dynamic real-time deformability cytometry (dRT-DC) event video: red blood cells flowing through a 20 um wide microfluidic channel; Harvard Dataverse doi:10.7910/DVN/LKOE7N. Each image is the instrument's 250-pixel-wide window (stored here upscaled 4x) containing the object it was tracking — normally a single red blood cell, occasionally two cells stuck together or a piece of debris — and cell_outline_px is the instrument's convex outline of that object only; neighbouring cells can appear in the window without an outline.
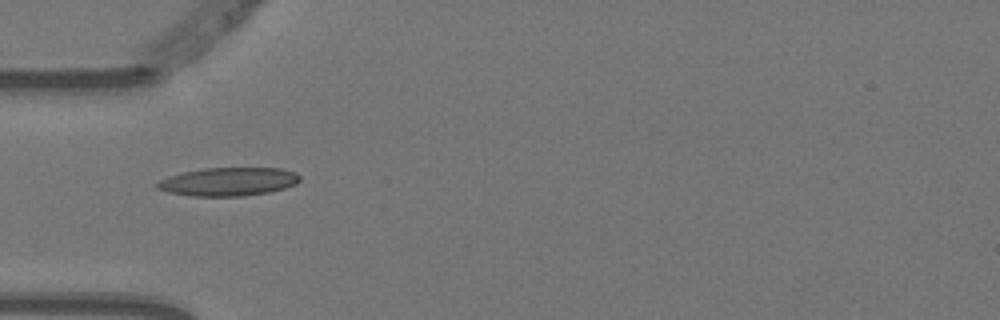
{"species": "Egyptian fruit bat (a non-hibernating species)", "species_latin": "Rousettus aegyptiacus", "temperature_condition": "warm", "stored_images_in_passage": 6, "camera_frame_rate_fps": 3000, "um_per_image_px": 0.085, "animal": {"sex": "female"}, "frame": {"image": 1, "passage_image": 5, "time_ms": 1.333, "image_size_px": [1000, 320], "cell_outline_px": [[300, 180], [296, 184], [284, 188], [268, 192], [244, 196], [192, 196], [168, 192], [156, 188], [156, 184], [160, 180], [168, 176], [184, 172], [204, 168], [280, 168], [296, 172], [300, 176]], "centroid_in_image_um": [19.42, 15.44], "position_along_channel_um": 65.6, "area_um2": 23.58}}
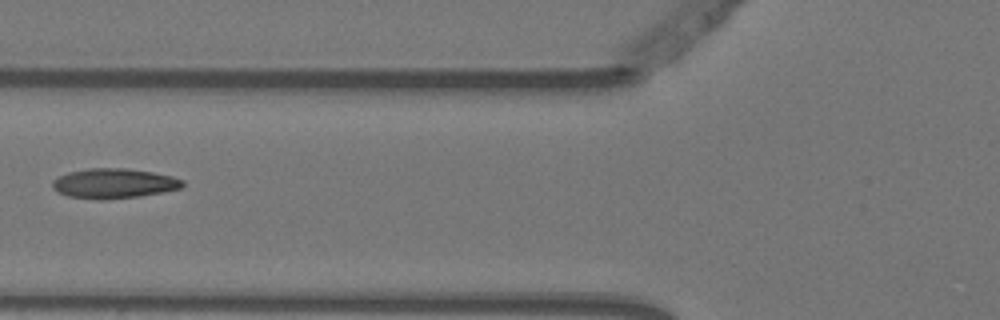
{"frame": {"image": 2, "passage_image": 6, "time_ms": 1.667, "image_size_px": [1000, 320], "cell_outline_px": [[184, 184], [180, 188], [164, 192], [140, 196], [100, 200], [96, 200], [68, 196], [56, 192], [52, 188], [52, 180], [68, 172], [88, 168], [128, 168], [152, 172], [172, 176], [184, 180]], "centroid_in_image_um": [9.66, 15.59], "position_along_channel_um": 116.1, "area_um2": 22.83}}